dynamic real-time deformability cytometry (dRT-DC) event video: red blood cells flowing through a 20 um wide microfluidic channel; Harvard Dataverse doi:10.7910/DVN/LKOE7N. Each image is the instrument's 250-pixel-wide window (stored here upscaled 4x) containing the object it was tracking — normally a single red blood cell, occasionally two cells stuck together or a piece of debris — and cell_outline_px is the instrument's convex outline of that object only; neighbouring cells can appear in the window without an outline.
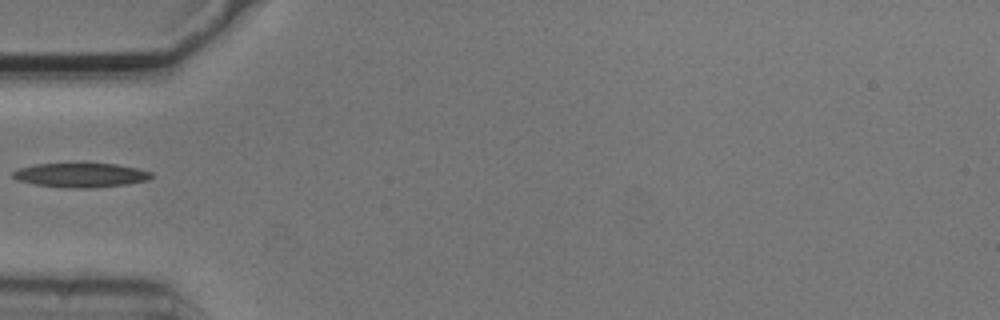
{"species": "common noctule bat (a hibernating species)", "species_latin": "Nyctalus noctula", "temperature_condition": "cold", "stored_images_in_passage": 2, "camera_frame_rate_fps": 3000, "um_per_image_px": 0.085, "animal": {"sex": "male", "body_mass_g": 20.5, "forearm_length_mm": 52.5}, "frame": {"image": 1, "passage_image": 1, "time_ms": 0.0, "image_size_px": [1000, 320], "cell_outline_px": [[152, 176], [148, 180], [128, 184], [92, 188], [64, 188], [36, 184], [16, 180], [12, 176], [12, 172], [20, 168], [36, 164], [116, 164], [136, 168], [152, 172]], "centroid_in_image_um": [6.87, 14.9], "position_along_channel_um": 78.1, "area_um2": 19.48}}
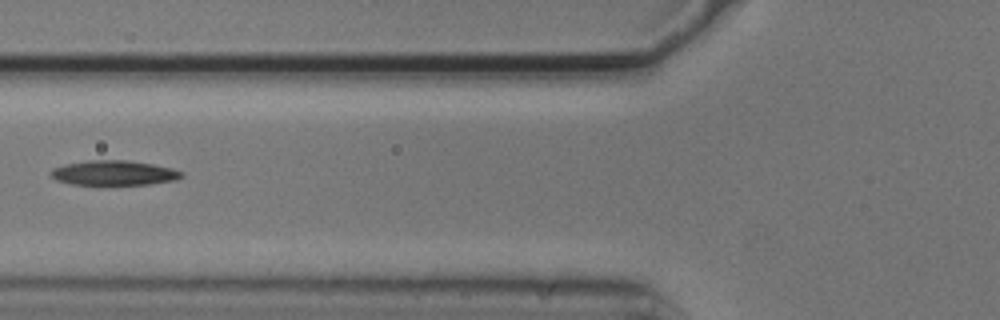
{"frame": {"image": 2, "passage_image": 2, "time_ms": 0.333, "image_size_px": [1000, 320], "cell_outline_px": [[184, 176], [176, 180], [148, 184], [104, 188], [100, 188], [72, 184], [56, 180], [48, 172], [52, 168], [64, 164], [88, 160], [128, 160], [152, 164], [172, 168], [184, 172]], "centroid_in_image_um": [9.65, 14.75], "position_along_channel_um": 116.2, "area_um2": 20.06}}